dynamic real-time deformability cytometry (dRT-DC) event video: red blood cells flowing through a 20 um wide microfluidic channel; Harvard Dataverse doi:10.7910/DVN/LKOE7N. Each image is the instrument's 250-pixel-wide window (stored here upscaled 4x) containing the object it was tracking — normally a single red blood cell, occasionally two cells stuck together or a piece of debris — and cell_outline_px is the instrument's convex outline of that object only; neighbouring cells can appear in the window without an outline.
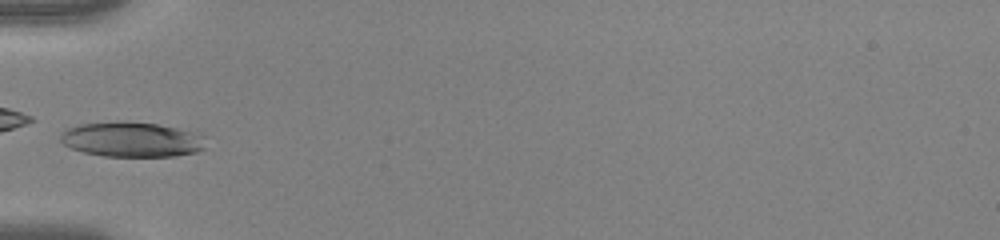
{"species": "human", "species_latin": "Homo sapiens", "temperature_condition": "warm", "stored_images_in_passage": 32, "camera_frame_rate_fps": 3000, "um_per_image_px": 0.085, "donor": {"sex": "female"}, "frame": {"image": 1, "passage_image": 1, "time_ms": 0.0, "image_size_px": [1000, 240], "cell_outline_px": [[204, 148], [196, 152], [176, 156], [104, 156], [84, 152], [72, 148], [64, 144], [60, 140], [60, 136], [68, 128], [80, 124], [156, 124], [176, 128], [192, 132], [204, 136]], "centroid_in_image_um": [11.23, 11.9], "position_along_channel_um": 73.8, "area_um2": 28.38}}
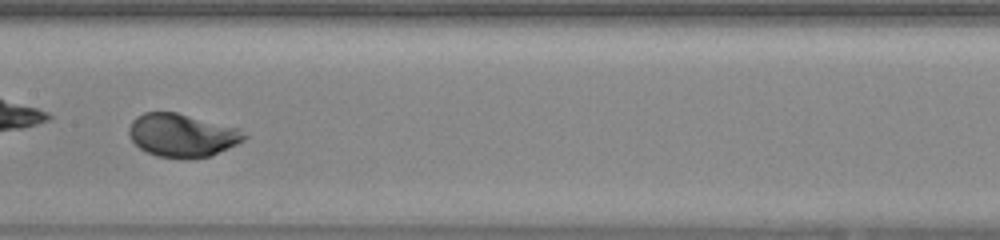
{"frame": {"image": 2, "passage_image": 10, "time_ms": 3.0, "image_size_px": [1000, 240], "cell_outline_px": [[248, 136], [244, 140], [228, 148], [208, 156], [156, 156], [140, 148], [132, 140], [128, 132], [128, 128], [132, 120], [136, 116], [144, 112], [176, 112], [240, 128]], "centroid_in_image_um": [15.47, 11.45], "position_along_channel_um": 191.9, "area_um2": 28.44}}
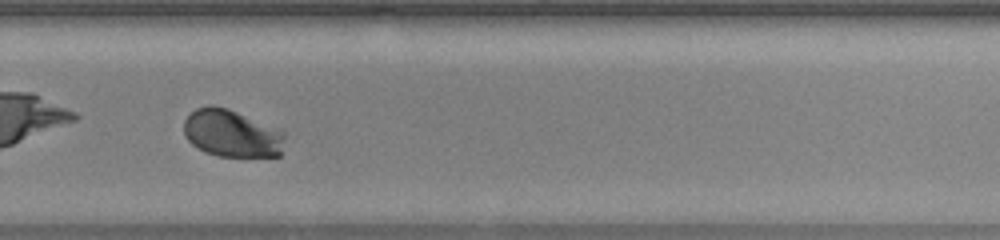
{"frame": {"image": 3, "passage_image": 19, "time_ms": 6.0, "image_size_px": [1000, 240], "cell_outline_px": [[284, 140], [280, 156], [220, 156], [204, 152], [192, 144], [184, 136], [184, 120], [196, 108], [208, 104], [212, 104], [228, 108], [284, 132]], "centroid_in_image_um": [19.65, 11.33], "position_along_channel_um": 310.1, "area_um2": 27.74}, "authors_computed_cell_mechanics": {"area_um2": 28.4376, "velocity_mm_per_s": 3.9499, "shape_relaxation_time_tau1_ms": 2.0153, "shape_relaxation_time_tau2_ms": null, "deformation_change_tau1": 0.1527, "deformation_change_tau2": null}}